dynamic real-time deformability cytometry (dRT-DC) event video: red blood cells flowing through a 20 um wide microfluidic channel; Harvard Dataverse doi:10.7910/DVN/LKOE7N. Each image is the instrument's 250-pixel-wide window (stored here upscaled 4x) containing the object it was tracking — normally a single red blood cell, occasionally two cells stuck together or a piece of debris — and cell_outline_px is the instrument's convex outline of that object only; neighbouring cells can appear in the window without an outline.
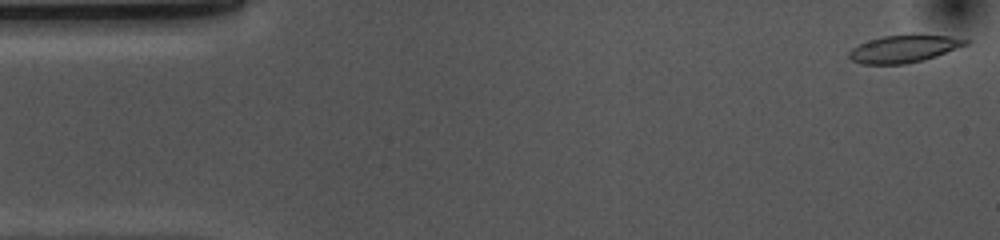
{"species": "common noctule bat (a hibernating species)", "species_latin": "Nyctalus noctula", "temperature_condition": "cold", "stored_images_in_passage": 14, "camera_frame_rate_fps": 3000, "um_per_image_px": 0.085, "animal": {"sex": "female", "body_mass_g": 10.0, "forearm_length_mm": 53.1}, "frame": {"image": 1, "passage_image": 1, "time_ms": 0.0, "image_size_px": [1000, 240], "cell_outline_px": [[972, 40], [968, 44], [936, 56], [924, 60], [904, 64], [860, 64], [852, 60], [848, 56], [848, 52], [852, 48], [868, 40], [884, 36], [948, 36]], "centroid_in_image_um": [76.81, 4.17], "position_along_channel_um": 8.2, "area_um2": 18.21}}
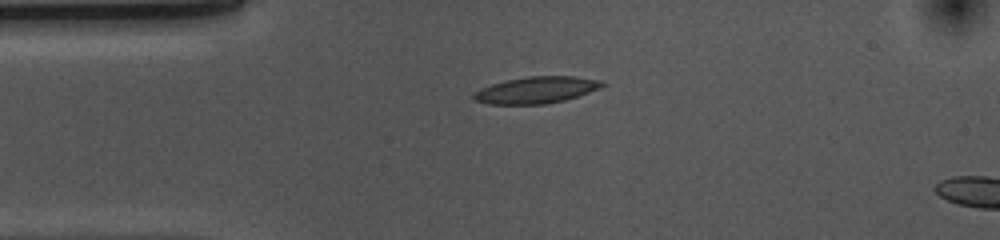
{"frame": {"image": 2, "passage_image": 11, "time_ms": 3.333, "image_size_px": [1000, 240], "cell_outline_px": [[608, 84], [600, 88], [564, 100], [548, 104], [488, 104], [472, 100], [472, 96], [480, 88], [492, 84], [508, 80], [528, 76], [576, 76], [604, 80]], "centroid_in_image_um": [45.62, 7.64], "position_along_channel_um": 39.4, "area_um2": 20.06}}